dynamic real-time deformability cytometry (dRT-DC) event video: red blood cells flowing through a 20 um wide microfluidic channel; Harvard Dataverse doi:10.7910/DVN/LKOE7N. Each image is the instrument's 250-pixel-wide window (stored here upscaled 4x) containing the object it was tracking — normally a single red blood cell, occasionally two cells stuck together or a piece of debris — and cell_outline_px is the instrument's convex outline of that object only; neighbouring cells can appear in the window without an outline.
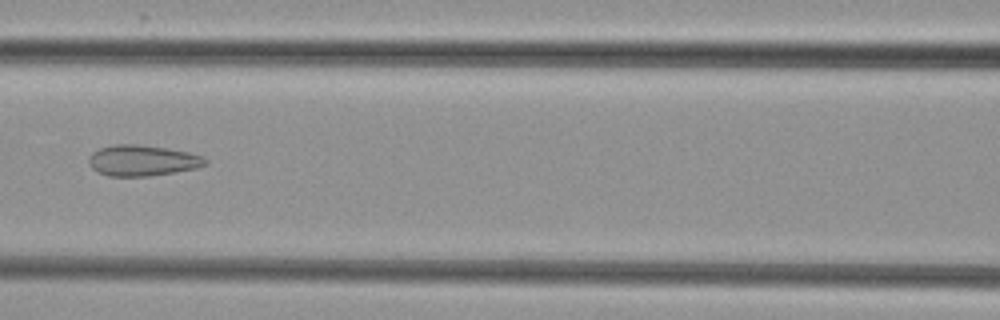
{"species": "common noctule bat (a hibernating species)", "species_latin": "Nyctalus noctula", "temperature_condition": "cold", "stored_images_in_passage": 7, "camera_frame_rate_fps": 3000, "um_per_image_px": 0.085, "animal": {"sex": "female", "body_mass_g": 29.2, "forearm_length_mm": 56.3}, "frame": {"image": 1, "passage_image": 7, "time_ms": 7.0, "image_size_px": [1000, 320], "cell_outline_px": [[208, 164], [196, 168], [148, 176], [108, 176], [96, 172], [88, 164], [88, 156], [92, 152], [100, 148], [112, 144], [136, 144], [168, 148], [188, 152], [204, 156], [208, 160]], "centroid_in_image_um": [12.08, 13.63], "position_along_channel_um": 154.5, "area_um2": 21.15}}